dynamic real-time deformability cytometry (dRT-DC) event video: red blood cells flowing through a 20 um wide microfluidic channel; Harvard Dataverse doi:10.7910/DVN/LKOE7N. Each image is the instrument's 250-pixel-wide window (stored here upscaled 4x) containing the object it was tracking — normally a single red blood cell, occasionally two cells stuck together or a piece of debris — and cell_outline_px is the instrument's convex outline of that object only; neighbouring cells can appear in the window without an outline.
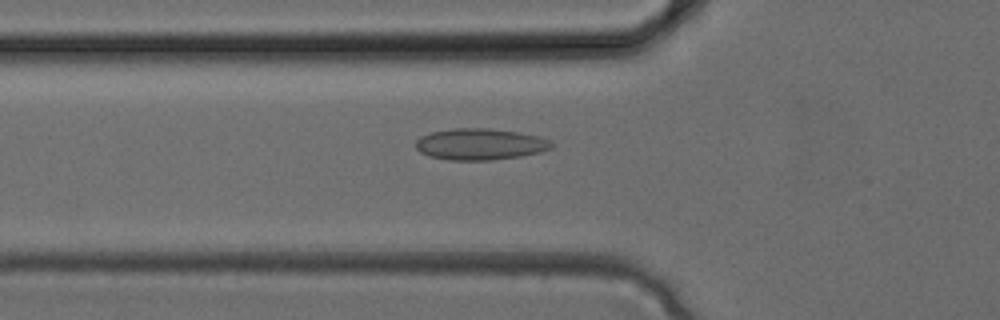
{"species": "common noctule bat (a hibernating species)", "species_latin": "Nyctalus noctula", "temperature_condition": "cold", "stored_images_in_passage": 34, "camera_frame_rate_fps": 3000, "um_per_image_px": 0.085, "animal": {"sex": "female", "body_mass_g": 24.6, "forearm_length_mm": 56.2}, "frame": {"image": 1, "passage_image": 12, "time_ms": 3.667, "image_size_px": [1000, 320], "cell_outline_px": [[552, 148], [540, 152], [520, 156], [492, 160], [448, 160], [428, 156], [420, 152], [416, 148], [416, 140], [420, 136], [432, 132], [452, 128], [484, 128], [520, 132], [540, 136], [552, 140]], "centroid_in_image_um": [40.81, 12.25], "position_along_channel_um": 85.0, "area_um2": 25.03}}
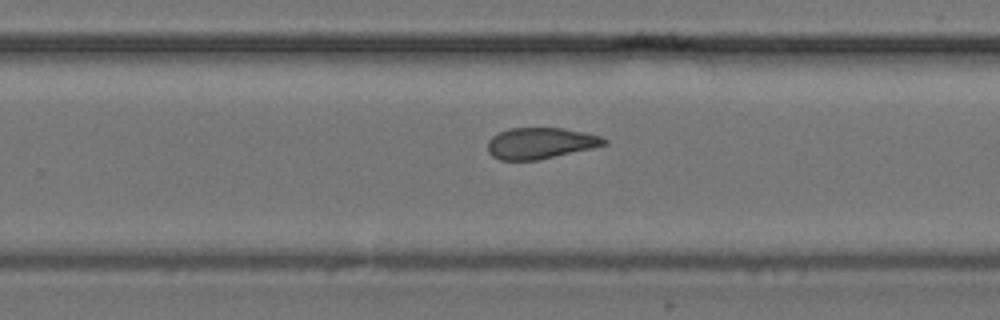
{"frame": {"image": 2, "passage_image": 22, "time_ms": 7.0, "image_size_px": [1000, 320], "cell_outline_px": [[608, 144], [592, 148], [540, 160], [500, 160], [492, 156], [488, 152], [488, 140], [492, 136], [500, 132], [512, 128], [564, 128], [584, 132], [600, 136], [608, 140]], "centroid_in_image_um": [45.95, 12.18], "position_along_channel_um": 283.9, "area_um2": 21.21}}
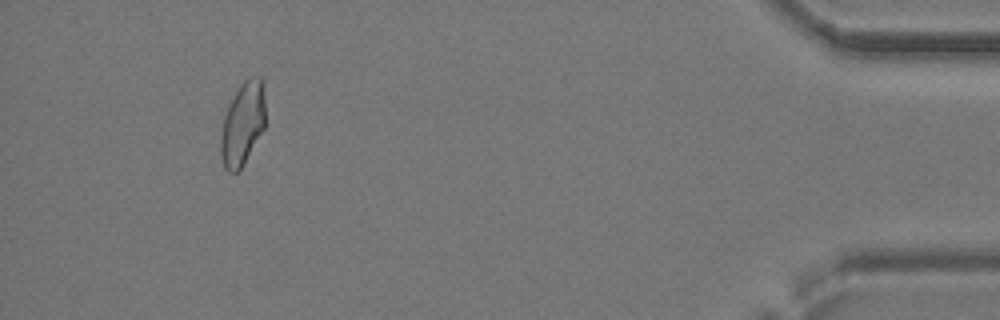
{"frame": {"image": 3, "passage_image": 32, "time_ms": 10.333, "image_size_px": [1000, 320], "cell_outline_px": [[264, 128], [244, 164], [236, 172], [228, 172], [224, 168], [220, 156], [220, 136], [224, 116], [228, 104], [232, 96], [240, 84], [244, 80], [252, 76], [260, 76], [264, 84]], "centroid_in_image_um": [20.61, 10.5], "position_along_channel_um": 414.6, "area_um2": 21.85}}